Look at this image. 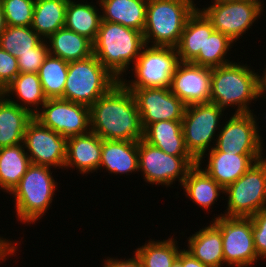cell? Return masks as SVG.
<instances>
[{"mask_svg":"<svg viewBox=\"0 0 266 267\" xmlns=\"http://www.w3.org/2000/svg\"><path fill=\"white\" fill-rule=\"evenodd\" d=\"M90 131L102 140L140 141L144 138L135 98L121 81L90 106Z\"/></svg>","mask_w":266,"mask_h":267,"instance_id":"6da1fadb","label":"cell"},{"mask_svg":"<svg viewBox=\"0 0 266 267\" xmlns=\"http://www.w3.org/2000/svg\"><path fill=\"white\" fill-rule=\"evenodd\" d=\"M145 46L143 32L125 27L118 23L101 21L96 40L93 42V54L101 64L119 81L135 64Z\"/></svg>","mask_w":266,"mask_h":267,"instance_id":"7a4b0ae2","label":"cell"},{"mask_svg":"<svg viewBox=\"0 0 266 267\" xmlns=\"http://www.w3.org/2000/svg\"><path fill=\"white\" fill-rule=\"evenodd\" d=\"M241 62L211 68V103L225 110L236 107L234 114L250 113V104L258 99L257 73ZM254 70V71H253Z\"/></svg>","mask_w":266,"mask_h":267,"instance_id":"3957f363","label":"cell"},{"mask_svg":"<svg viewBox=\"0 0 266 267\" xmlns=\"http://www.w3.org/2000/svg\"><path fill=\"white\" fill-rule=\"evenodd\" d=\"M196 8L193 0H148L143 30L145 45L151 42L150 46L175 48Z\"/></svg>","mask_w":266,"mask_h":267,"instance_id":"277c9868","label":"cell"},{"mask_svg":"<svg viewBox=\"0 0 266 267\" xmlns=\"http://www.w3.org/2000/svg\"><path fill=\"white\" fill-rule=\"evenodd\" d=\"M51 168L53 167L31 164L10 193L15 198V217L18 221L35 224L50 209L57 189Z\"/></svg>","mask_w":266,"mask_h":267,"instance_id":"5b68a950","label":"cell"},{"mask_svg":"<svg viewBox=\"0 0 266 267\" xmlns=\"http://www.w3.org/2000/svg\"><path fill=\"white\" fill-rule=\"evenodd\" d=\"M119 80L93 54L82 60L69 62L63 99L90 107Z\"/></svg>","mask_w":266,"mask_h":267,"instance_id":"8992f818","label":"cell"},{"mask_svg":"<svg viewBox=\"0 0 266 267\" xmlns=\"http://www.w3.org/2000/svg\"><path fill=\"white\" fill-rule=\"evenodd\" d=\"M224 110L214 103H197L187 105L182 119V130L185 146L189 154L202 165L203 159L207 156L206 151L215 146L218 134L222 125L219 123L224 115ZM216 136V137H215ZM213 141V142H212ZM211 142L213 143L212 146Z\"/></svg>","mask_w":266,"mask_h":267,"instance_id":"52a82bcc","label":"cell"},{"mask_svg":"<svg viewBox=\"0 0 266 267\" xmlns=\"http://www.w3.org/2000/svg\"><path fill=\"white\" fill-rule=\"evenodd\" d=\"M224 193L228 195V203L221 216L251 217L266 208V157L228 185Z\"/></svg>","mask_w":266,"mask_h":267,"instance_id":"ba28073f","label":"cell"},{"mask_svg":"<svg viewBox=\"0 0 266 267\" xmlns=\"http://www.w3.org/2000/svg\"><path fill=\"white\" fill-rule=\"evenodd\" d=\"M180 63L174 47L145 45L132 65L135 79H122L127 88H170L171 79Z\"/></svg>","mask_w":266,"mask_h":267,"instance_id":"9c48e42d","label":"cell"},{"mask_svg":"<svg viewBox=\"0 0 266 267\" xmlns=\"http://www.w3.org/2000/svg\"><path fill=\"white\" fill-rule=\"evenodd\" d=\"M138 164L145 182L167 187L177 179L182 185L197 161L192 156L169 155L141 139L138 141Z\"/></svg>","mask_w":266,"mask_h":267,"instance_id":"30bf717a","label":"cell"},{"mask_svg":"<svg viewBox=\"0 0 266 267\" xmlns=\"http://www.w3.org/2000/svg\"><path fill=\"white\" fill-rule=\"evenodd\" d=\"M211 222L221 231L224 261L227 266L251 267L259 261L254 247L250 217L218 215Z\"/></svg>","mask_w":266,"mask_h":267,"instance_id":"8fae6325","label":"cell"},{"mask_svg":"<svg viewBox=\"0 0 266 267\" xmlns=\"http://www.w3.org/2000/svg\"><path fill=\"white\" fill-rule=\"evenodd\" d=\"M263 5L261 0H236L212 3L199 9L211 21L215 31L227 35L236 43L261 17Z\"/></svg>","mask_w":266,"mask_h":267,"instance_id":"7c38bea8","label":"cell"},{"mask_svg":"<svg viewBox=\"0 0 266 267\" xmlns=\"http://www.w3.org/2000/svg\"><path fill=\"white\" fill-rule=\"evenodd\" d=\"M33 118L67 139L90 131V107L61 98L47 99Z\"/></svg>","mask_w":266,"mask_h":267,"instance_id":"4fadbf2b","label":"cell"},{"mask_svg":"<svg viewBox=\"0 0 266 267\" xmlns=\"http://www.w3.org/2000/svg\"><path fill=\"white\" fill-rule=\"evenodd\" d=\"M256 119L253 112L232 114L220 127L214 147L220 152L234 155L263 154V138Z\"/></svg>","mask_w":266,"mask_h":267,"instance_id":"5bb4252c","label":"cell"},{"mask_svg":"<svg viewBox=\"0 0 266 267\" xmlns=\"http://www.w3.org/2000/svg\"><path fill=\"white\" fill-rule=\"evenodd\" d=\"M23 144L32 164L64 168L67 138L32 119L26 127Z\"/></svg>","mask_w":266,"mask_h":267,"instance_id":"9a60e30c","label":"cell"},{"mask_svg":"<svg viewBox=\"0 0 266 267\" xmlns=\"http://www.w3.org/2000/svg\"><path fill=\"white\" fill-rule=\"evenodd\" d=\"M132 91L143 129L149 124L170 120L182 121L186 104L170 88H128Z\"/></svg>","mask_w":266,"mask_h":267,"instance_id":"2e32d148","label":"cell"},{"mask_svg":"<svg viewBox=\"0 0 266 267\" xmlns=\"http://www.w3.org/2000/svg\"><path fill=\"white\" fill-rule=\"evenodd\" d=\"M170 90L186 105L208 103L211 94V68L180 62L172 76Z\"/></svg>","mask_w":266,"mask_h":267,"instance_id":"e0dca14e","label":"cell"},{"mask_svg":"<svg viewBox=\"0 0 266 267\" xmlns=\"http://www.w3.org/2000/svg\"><path fill=\"white\" fill-rule=\"evenodd\" d=\"M208 164L203 170L224 189L237 181L255 162L264 159V154H231L210 149Z\"/></svg>","mask_w":266,"mask_h":267,"instance_id":"ac0fdd59","label":"cell"},{"mask_svg":"<svg viewBox=\"0 0 266 267\" xmlns=\"http://www.w3.org/2000/svg\"><path fill=\"white\" fill-rule=\"evenodd\" d=\"M102 151V139L94 132L73 136L67 139V157L64 168L75 169L80 174L99 170Z\"/></svg>","mask_w":266,"mask_h":267,"instance_id":"d6986e66","label":"cell"},{"mask_svg":"<svg viewBox=\"0 0 266 267\" xmlns=\"http://www.w3.org/2000/svg\"><path fill=\"white\" fill-rule=\"evenodd\" d=\"M100 168L114 175L139 172L138 141L102 140Z\"/></svg>","mask_w":266,"mask_h":267,"instance_id":"ffe728a7","label":"cell"},{"mask_svg":"<svg viewBox=\"0 0 266 267\" xmlns=\"http://www.w3.org/2000/svg\"><path fill=\"white\" fill-rule=\"evenodd\" d=\"M211 21L197 7L188 17L182 35L175 47L180 62H192L199 53H204L206 32H214Z\"/></svg>","mask_w":266,"mask_h":267,"instance_id":"44dd1931","label":"cell"},{"mask_svg":"<svg viewBox=\"0 0 266 267\" xmlns=\"http://www.w3.org/2000/svg\"><path fill=\"white\" fill-rule=\"evenodd\" d=\"M200 228L187 243V252L209 267H223L225 264L221 231L212 223Z\"/></svg>","mask_w":266,"mask_h":267,"instance_id":"7402d4cb","label":"cell"},{"mask_svg":"<svg viewBox=\"0 0 266 267\" xmlns=\"http://www.w3.org/2000/svg\"><path fill=\"white\" fill-rule=\"evenodd\" d=\"M148 0H98L102 21L143 32Z\"/></svg>","mask_w":266,"mask_h":267,"instance_id":"603a6c76","label":"cell"},{"mask_svg":"<svg viewBox=\"0 0 266 267\" xmlns=\"http://www.w3.org/2000/svg\"><path fill=\"white\" fill-rule=\"evenodd\" d=\"M143 140L173 156H191L187 151L182 121L164 120L149 124L144 129Z\"/></svg>","mask_w":266,"mask_h":267,"instance_id":"cb8c5ba5","label":"cell"},{"mask_svg":"<svg viewBox=\"0 0 266 267\" xmlns=\"http://www.w3.org/2000/svg\"><path fill=\"white\" fill-rule=\"evenodd\" d=\"M32 119V113L4 96L0 100V148L23 143L27 124Z\"/></svg>","mask_w":266,"mask_h":267,"instance_id":"d4e9b609","label":"cell"},{"mask_svg":"<svg viewBox=\"0 0 266 267\" xmlns=\"http://www.w3.org/2000/svg\"><path fill=\"white\" fill-rule=\"evenodd\" d=\"M49 54L67 62L82 60L93 55V42L65 27L47 39Z\"/></svg>","mask_w":266,"mask_h":267,"instance_id":"484cf974","label":"cell"},{"mask_svg":"<svg viewBox=\"0 0 266 267\" xmlns=\"http://www.w3.org/2000/svg\"><path fill=\"white\" fill-rule=\"evenodd\" d=\"M195 164L188 172L182 183L186 197L195 202L202 209L210 210L211 206L218 200L224 188L211 178L203 169Z\"/></svg>","mask_w":266,"mask_h":267,"instance_id":"4316f807","label":"cell"},{"mask_svg":"<svg viewBox=\"0 0 266 267\" xmlns=\"http://www.w3.org/2000/svg\"><path fill=\"white\" fill-rule=\"evenodd\" d=\"M10 94L17 96V100H13ZM4 96L12 103L27 109L32 115L40 109L38 106L42 107L47 100L38 73H19L4 89Z\"/></svg>","mask_w":266,"mask_h":267,"instance_id":"83f0119b","label":"cell"},{"mask_svg":"<svg viewBox=\"0 0 266 267\" xmlns=\"http://www.w3.org/2000/svg\"><path fill=\"white\" fill-rule=\"evenodd\" d=\"M31 164L24 144L0 148V188L2 191L10 194Z\"/></svg>","mask_w":266,"mask_h":267,"instance_id":"f1b7e54d","label":"cell"},{"mask_svg":"<svg viewBox=\"0 0 266 267\" xmlns=\"http://www.w3.org/2000/svg\"><path fill=\"white\" fill-rule=\"evenodd\" d=\"M100 13L95 3L68 0L64 27L94 42L102 21Z\"/></svg>","mask_w":266,"mask_h":267,"instance_id":"f546056e","label":"cell"},{"mask_svg":"<svg viewBox=\"0 0 266 267\" xmlns=\"http://www.w3.org/2000/svg\"><path fill=\"white\" fill-rule=\"evenodd\" d=\"M68 0H35L31 28L44 40L65 25Z\"/></svg>","mask_w":266,"mask_h":267,"instance_id":"4dcf8cb0","label":"cell"},{"mask_svg":"<svg viewBox=\"0 0 266 267\" xmlns=\"http://www.w3.org/2000/svg\"><path fill=\"white\" fill-rule=\"evenodd\" d=\"M177 242L174 238L163 239V241L150 239L134 253L142 267H171L181 251Z\"/></svg>","mask_w":266,"mask_h":267,"instance_id":"1f68e13d","label":"cell"},{"mask_svg":"<svg viewBox=\"0 0 266 267\" xmlns=\"http://www.w3.org/2000/svg\"><path fill=\"white\" fill-rule=\"evenodd\" d=\"M68 66L69 62L50 54L45 58L38 76L47 99H63Z\"/></svg>","mask_w":266,"mask_h":267,"instance_id":"d6a6232c","label":"cell"},{"mask_svg":"<svg viewBox=\"0 0 266 267\" xmlns=\"http://www.w3.org/2000/svg\"><path fill=\"white\" fill-rule=\"evenodd\" d=\"M233 44L234 42L221 32H206L204 53H199L191 63L208 68L229 64L230 60L225 58Z\"/></svg>","mask_w":266,"mask_h":267,"instance_id":"836d02e7","label":"cell"},{"mask_svg":"<svg viewBox=\"0 0 266 267\" xmlns=\"http://www.w3.org/2000/svg\"><path fill=\"white\" fill-rule=\"evenodd\" d=\"M43 39L30 27L6 25L0 35V47L18 58L21 54L30 52Z\"/></svg>","mask_w":266,"mask_h":267,"instance_id":"e575fe53","label":"cell"},{"mask_svg":"<svg viewBox=\"0 0 266 267\" xmlns=\"http://www.w3.org/2000/svg\"><path fill=\"white\" fill-rule=\"evenodd\" d=\"M8 26L30 27L35 0H0Z\"/></svg>","mask_w":266,"mask_h":267,"instance_id":"d590c367","label":"cell"},{"mask_svg":"<svg viewBox=\"0 0 266 267\" xmlns=\"http://www.w3.org/2000/svg\"><path fill=\"white\" fill-rule=\"evenodd\" d=\"M49 55L48 44L42 40L30 52L21 54L17 58L18 69L20 73H38L45 58Z\"/></svg>","mask_w":266,"mask_h":267,"instance_id":"8d00e7d4","label":"cell"},{"mask_svg":"<svg viewBox=\"0 0 266 267\" xmlns=\"http://www.w3.org/2000/svg\"><path fill=\"white\" fill-rule=\"evenodd\" d=\"M252 230L254 234V247L260 259H266V208L252 215Z\"/></svg>","mask_w":266,"mask_h":267,"instance_id":"74e56055","label":"cell"},{"mask_svg":"<svg viewBox=\"0 0 266 267\" xmlns=\"http://www.w3.org/2000/svg\"><path fill=\"white\" fill-rule=\"evenodd\" d=\"M19 73L17 58L0 47V89L4 90Z\"/></svg>","mask_w":266,"mask_h":267,"instance_id":"f35d334b","label":"cell"},{"mask_svg":"<svg viewBox=\"0 0 266 267\" xmlns=\"http://www.w3.org/2000/svg\"><path fill=\"white\" fill-rule=\"evenodd\" d=\"M103 267H142L139 258L134 254L132 258L117 259V258H106L104 260Z\"/></svg>","mask_w":266,"mask_h":267,"instance_id":"ab89813d","label":"cell"},{"mask_svg":"<svg viewBox=\"0 0 266 267\" xmlns=\"http://www.w3.org/2000/svg\"><path fill=\"white\" fill-rule=\"evenodd\" d=\"M15 243L16 245H18L17 241H10L0 236V262H5V260L8 259L6 257H8L9 255H16V251L19 250L18 247H16Z\"/></svg>","mask_w":266,"mask_h":267,"instance_id":"60d3db41","label":"cell"},{"mask_svg":"<svg viewBox=\"0 0 266 267\" xmlns=\"http://www.w3.org/2000/svg\"><path fill=\"white\" fill-rule=\"evenodd\" d=\"M182 265L183 267H209L198 259L194 258L189 252L186 251V248L182 250Z\"/></svg>","mask_w":266,"mask_h":267,"instance_id":"b9f144b4","label":"cell"},{"mask_svg":"<svg viewBox=\"0 0 266 267\" xmlns=\"http://www.w3.org/2000/svg\"><path fill=\"white\" fill-rule=\"evenodd\" d=\"M264 74V75H263ZM262 76L257 75V86H258V100L266 99V68L263 71Z\"/></svg>","mask_w":266,"mask_h":267,"instance_id":"7bdbcfd3","label":"cell"},{"mask_svg":"<svg viewBox=\"0 0 266 267\" xmlns=\"http://www.w3.org/2000/svg\"><path fill=\"white\" fill-rule=\"evenodd\" d=\"M6 28L5 18H4V12L2 8V4L0 2V35L3 33V31Z\"/></svg>","mask_w":266,"mask_h":267,"instance_id":"ee69618b","label":"cell"},{"mask_svg":"<svg viewBox=\"0 0 266 267\" xmlns=\"http://www.w3.org/2000/svg\"><path fill=\"white\" fill-rule=\"evenodd\" d=\"M171 267H183L182 265V250L180 251L178 257L175 259Z\"/></svg>","mask_w":266,"mask_h":267,"instance_id":"f6af8a7d","label":"cell"},{"mask_svg":"<svg viewBox=\"0 0 266 267\" xmlns=\"http://www.w3.org/2000/svg\"><path fill=\"white\" fill-rule=\"evenodd\" d=\"M236 0H213L212 3H223V2H231Z\"/></svg>","mask_w":266,"mask_h":267,"instance_id":"bcb514c9","label":"cell"},{"mask_svg":"<svg viewBox=\"0 0 266 267\" xmlns=\"http://www.w3.org/2000/svg\"><path fill=\"white\" fill-rule=\"evenodd\" d=\"M4 97V90L0 89V100Z\"/></svg>","mask_w":266,"mask_h":267,"instance_id":"7dc6e473","label":"cell"}]
</instances>
